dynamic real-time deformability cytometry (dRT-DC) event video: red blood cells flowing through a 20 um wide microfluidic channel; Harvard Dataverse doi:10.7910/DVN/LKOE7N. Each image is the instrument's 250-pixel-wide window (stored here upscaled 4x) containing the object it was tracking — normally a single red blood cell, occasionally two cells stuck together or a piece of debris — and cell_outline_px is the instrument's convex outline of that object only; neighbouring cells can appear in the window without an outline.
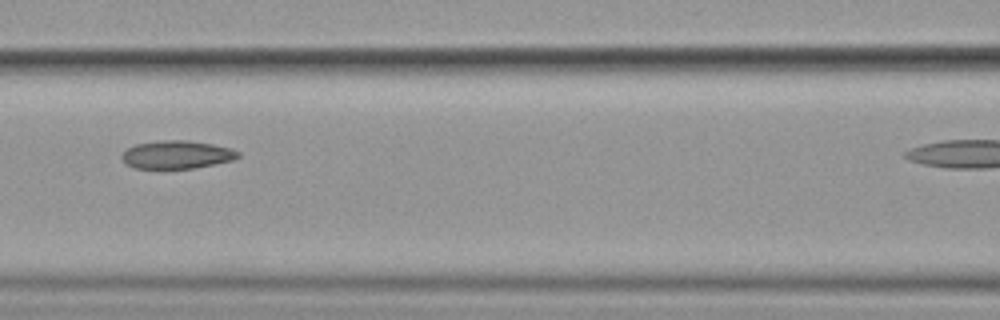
{"species": "common noctule bat (a hibernating species)", "species_latin": "Nyctalus noctula", "temperature_condition": "cold", "stored_images_in_passage": 13, "camera_frame_rate_fps": 3000, "um_per_image_px": 0.085, "animal": {"sex": "female", "body_mass_g": 19.9}, "frame": {"image": 1, "passage_image": 3, "time_ms": 2.333, "image_size_px": [1000, 320], "cell_outline_px": [[240, 156], [232, 160], [216, 164], [192, 168], [132, 168], [124, 164], [120, 156], [128, 148], [136, 144], [164, 140], [188, 140], [212, 144], [232, 148], [240, 152]], "centroid_in_image_um": [15.02, 13.15], "position_along_channel_um": 151.6, "area_um2": 19.07}}
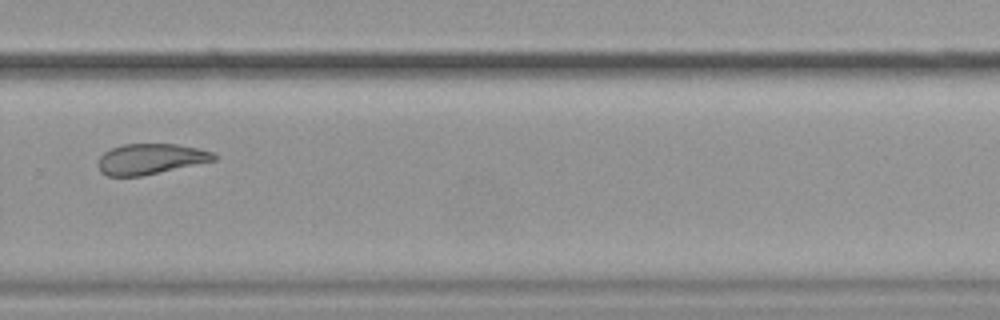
{"frame": {"image": 2, "passage_image": 8, "time_ms": 9.0, "image_size_px": [1000, 320], "cell_outline_px": [[216, 160], [140, 176], [108, 176], [100, 172], [100, 156], [104, 152], [112, 148], [124, 144], [176, 144], [200, 148], [212, 152], [216, 156]], "centroid_in_image_um": [12.81, 13.5], "position_along_channel_um": 317.0, "area_um2": 20.35}}
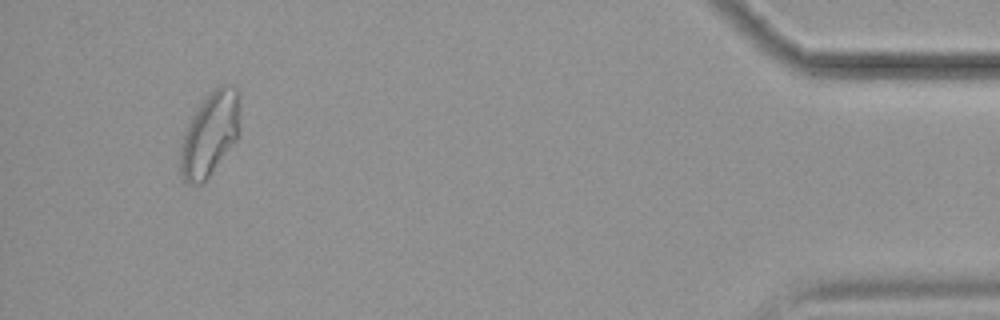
{"frame": {"image": 3, "passage_image": 12, "time_ms": 13.667, "image_size_px": [1000, 320], "cell_outline_px": [[240, 92], [236, 140], [208, 176], [200, 184], [184, 184], [180, 176], [180, 144], [184, 132], [192, 116], [200, 104], [220, 84], [236, 84]], "centroid_in_image_um": [17.81, 11.39], "position_along_channel_um": 417.4, "area_um2": 28.84}}